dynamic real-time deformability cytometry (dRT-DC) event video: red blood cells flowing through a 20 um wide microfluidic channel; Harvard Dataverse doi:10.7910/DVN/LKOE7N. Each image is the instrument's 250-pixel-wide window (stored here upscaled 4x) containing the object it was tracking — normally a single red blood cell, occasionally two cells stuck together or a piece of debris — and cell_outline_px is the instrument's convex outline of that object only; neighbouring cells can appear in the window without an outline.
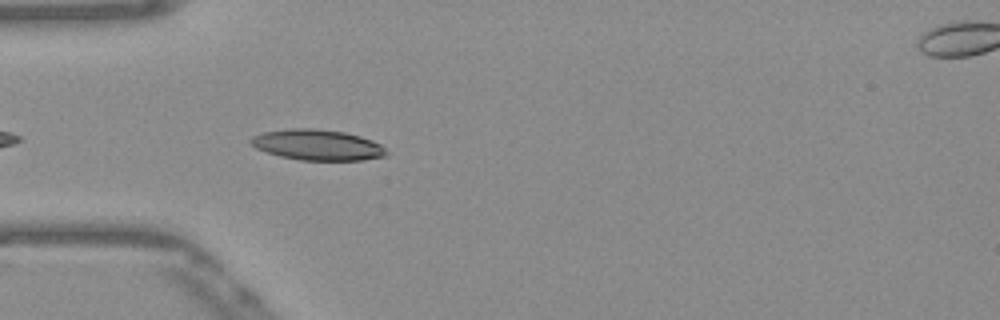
{"species": "Egyptian fruit bat (a non-hibernating species)", "species_latin": "Rousettus aegyptiacus", "temperature_condition": "warm", "stored_images_in_passage": 12, "camera_frame_rate_fps": 3000, "um_per_image_px": 0.085, "frame": {"image": 1, "passage_image": 3, "time_ms": 0.667, "image_size_px": [1000, 320], "cell_outline_px": [[388, 156], [364, 160], [300, 160], [280, 156], [256, 148], [248, 140], [252, 136], [264, 132], [292, 128], [316, 128], [344, 132], [360, 136], [372, 140], [380, 144], [388, 152]], "centroid_in_image_um": [27.01, 12.32], "position_along_channel_um": 58.0, "area_um2": 24.28}}
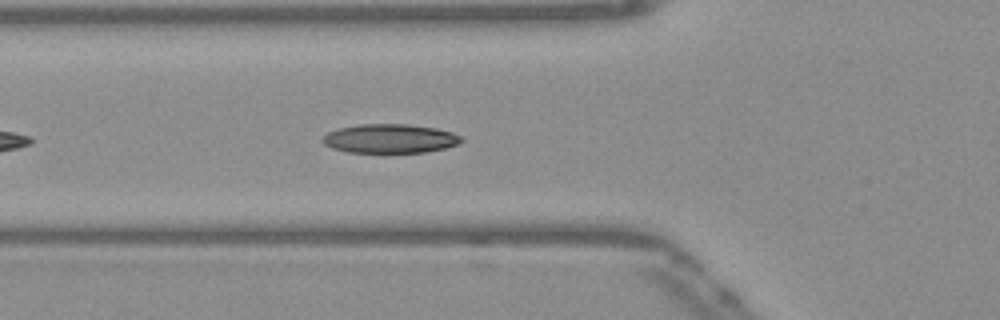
{"frame": {"image": 2, "passage_image": 6, "time_ms": 1.667, "image_size_px": [1000, 320], "cell_outline_px": [[464, 140], [460, 144], [428, 152], [384, 156], [348, 152], [332, 148], [324, 144], [320, 140], [328, 132], [340, 128], [360, 124], [408, 124], [436, 128], [452, 132], [460, 136]], "centroid_in_image_um": [33.15, 11.84], "position_along_channel_um": 92.7, "area_um2": 24.62}}